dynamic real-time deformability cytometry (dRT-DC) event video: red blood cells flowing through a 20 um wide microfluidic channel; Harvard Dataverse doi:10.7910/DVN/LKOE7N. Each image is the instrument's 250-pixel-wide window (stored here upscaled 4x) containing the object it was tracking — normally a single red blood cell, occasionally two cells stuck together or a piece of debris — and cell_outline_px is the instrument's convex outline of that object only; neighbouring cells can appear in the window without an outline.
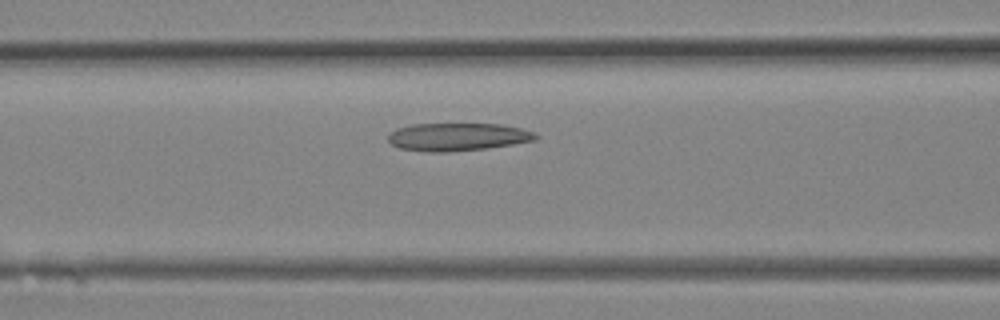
{"species": "Egyptian fruit bat (a non-hibernating species)", "species_latin": "Rousettus aegyptiacus", "temperature_condition": "room temperature", "stored_images_in_passage": 27, "camera_frame_rate_fps": 3000, "um_per_image_px": 0.085, "animal": {"sex": "female"}, "frame": {"image": 1, "passage_image": 10, "time_ms": 3.0, "image_size_px": [1000, 320], "cell_outline_px": [[540, 136], [536, 140], [512, 144], [484, 148], [448, 152], [428, 152], [400, 148], [392, 144], [388, 140], [388, 132], [396, 128], [412, 124], [500, 124], [520, 128], [536, 132]], "centroid_in_image_um": [38.89, 11.63], "position_along_channel_um": 127.7, "area_um2": 23.99}}
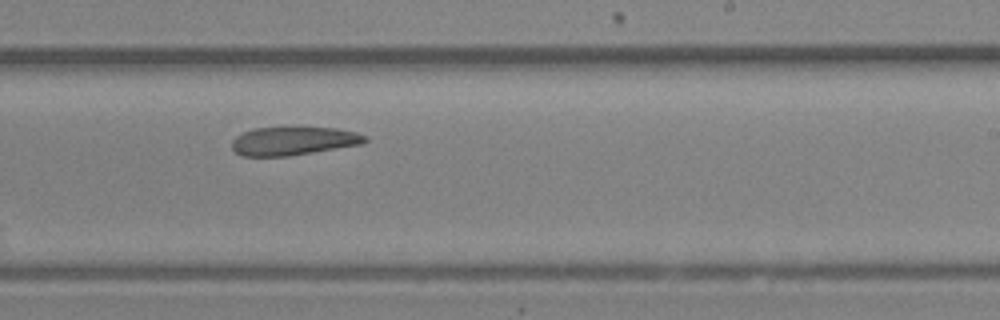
{"frame": {"image": 2, "passage_image": 16, "time_ms": 5.0, "image_size_px": [1000, 320], "cell_outline_px": [[368, 140], [364, 144], [288, 156], [240, 156], [232, 148], [232, 140], [236, 136], [244, 132], [256, 128], [336, 128], [356, 132], [368, 136]], "centroid_in_image_um": [24.97, 11.99], "position_along_channel_um": 264.0, "area_um2": 21.96}}
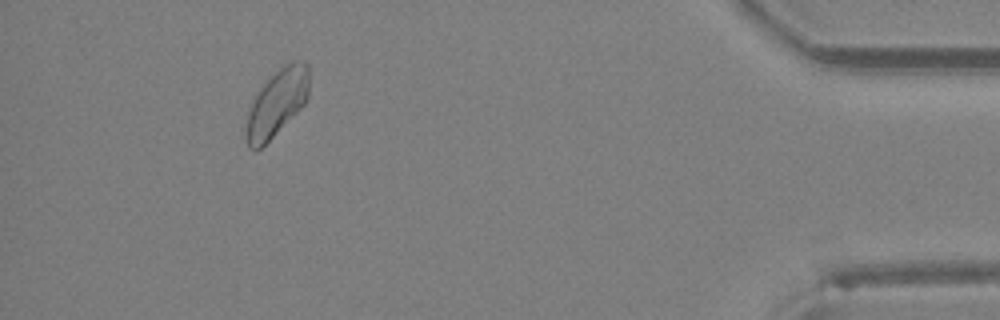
{"frame": {"image": 3, "passage_image": 25, "time_ms": 8.0, "image_size_px": [1000, 320], "cell_outline_px": [[308, 100], [256, 152], [248, 148], [244, 136], [244, 132], [248, 112], [260, 88], [288, 60], [304, 60], [308, 64]], "centroid_in_image_um": [23.52, 8.74], "position_along_channel_um": 411.7, "area_um2": 24.22}}